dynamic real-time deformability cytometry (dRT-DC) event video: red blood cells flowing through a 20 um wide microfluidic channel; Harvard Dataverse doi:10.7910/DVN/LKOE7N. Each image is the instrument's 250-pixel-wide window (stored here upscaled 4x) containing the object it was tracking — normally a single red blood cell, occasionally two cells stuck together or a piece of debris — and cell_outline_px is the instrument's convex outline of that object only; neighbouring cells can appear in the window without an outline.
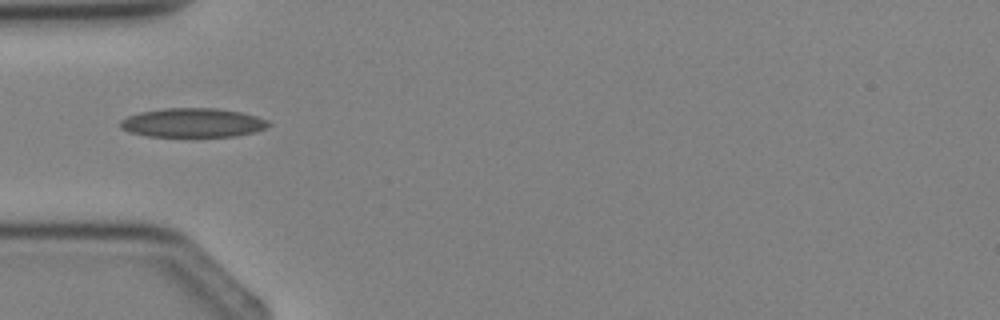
{"species": "Egyptian fruit bat (a non-hibernating species)", "species_latin": "Rousettus aegyptiacus", "temperature_condition": "cold", "stored_images_in_passage": 1, "camera_frame_rate_fps": 3000, "um_per_image_px": 0.085, "animal": {"sex": "female"}, "frame": {"image": 1, "passage_image": 1, "time_ms": 0.0, "image_size_px": [1000, 320], "cell_outline_px": [[272, 124], [268, 128], [256, 132], [236, 136], [148, 136], [128, 132], [120, 128], [120, 120], [128, 116], [140, 112], [164, 108], [216, 108], [240, 112], [256, 116], [268, 120]], "centroid_in_image_um": [16.41, 10.43], "position_along_channel_um": 68.6, "area_um2": 25.26}}